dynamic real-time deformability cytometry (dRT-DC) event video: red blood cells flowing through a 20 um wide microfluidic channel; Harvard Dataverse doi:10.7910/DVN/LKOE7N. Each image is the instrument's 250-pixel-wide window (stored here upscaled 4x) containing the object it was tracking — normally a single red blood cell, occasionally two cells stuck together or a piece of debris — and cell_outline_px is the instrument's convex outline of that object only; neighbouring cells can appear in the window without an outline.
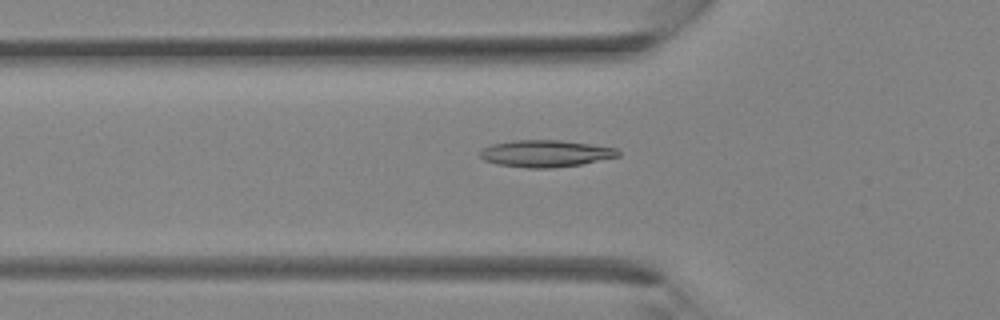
{"species": "Egyptian fruit bat (a non-hibernating species)", "species_latin": "Rousettus aegyptiacus", "temperature_condition": "room temperature", "stored_images_in_passage": 35, "camera_frame_rate_fps": 3000, "um_per_image_px": 0.085, "animal": {"sex": "female"}, "frame": {"image": 1, "passage_image": 12, "time_ms": 3.667, "image_size_px": [1000, 320], "cell_outline_px": [[620, 156], [580, 164], [552, 168], [528, 168], [496, 164], [484, 160], [480, 156], [480, 152], [484, 148], [492, 144], [512, 140], [560, 140], [592, 144], [616, 148], [620, 152]], "centroid_in_image_um": [46.37, 13.04], "position_along_channel_um": 79.4, "area_um2": 21.62}}
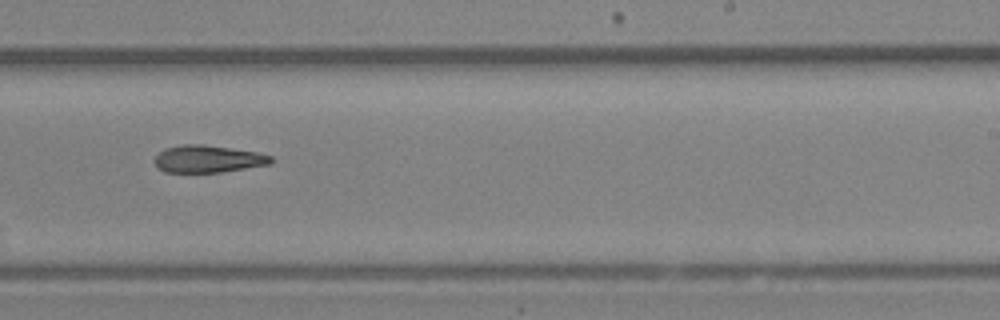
{"frame": {"image": 2, "passage_image": 22, "time_ms": 7.0, "image_size_px": [1000, 320], "cell_outline_px": [[272, 164], [220, 172], [164, 172], [156, 168], [152, 160], [164, 148], [184, 144], [204, 144], [256, 152], [272, 156]], "centroid_in_image_um": [17.63, 13.51], "position_along_channel_um": 271.4, "area_um2": 18.61}}
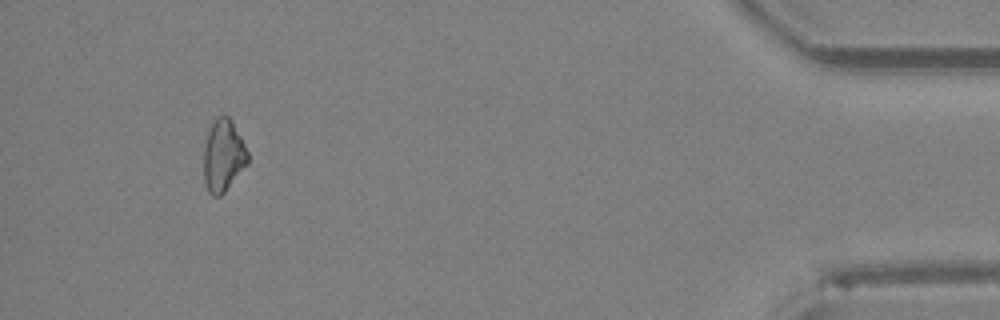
{"frame": {"image": 3, "passage_image": 33, "time_ms": 10.667, "image_size_px": [1000, 320], "cell_outline_px": [[248, 164], [224, 192], [220, 196], [212, 196], [208, 192], [204, 184], [204, 144], [208, 132], [216, 116], [228, 116], [232, 120], [248, 152]], "centroid_in_image_um": [18.97, 13.25], "position_along_channel_um": 416.2, "area_um2": 18.5}}